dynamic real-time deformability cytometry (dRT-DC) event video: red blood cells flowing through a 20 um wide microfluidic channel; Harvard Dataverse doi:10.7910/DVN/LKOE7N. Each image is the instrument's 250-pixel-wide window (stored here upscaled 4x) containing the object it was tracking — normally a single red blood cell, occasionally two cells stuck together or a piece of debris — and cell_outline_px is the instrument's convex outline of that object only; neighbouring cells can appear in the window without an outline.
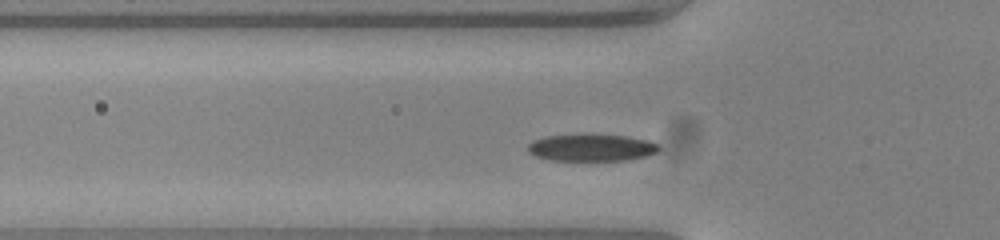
{"species": "common noctule bat (a hibernating species)", "species_latin": "Nyctalus noctula", "temperature_condition": "warm", "stored_images_in_passage": 33, "camera_frame_rate_fps": 3000, "um_per_image_px": 0.085, "animal": {"sex": "female", "body_mass_g": 23.0, "forearm_length_mm": 53.4}, "frame": {"image": 1, "passage_image": 6, "time_ms": 1.667, "image_size_px": [1000, 240], "cell_outline_px": [[660, 148], [656, 152], [648, 156], [628, 160], [552, 160], [536, 156], [528, 152], [528, 144], [536, 140], [548, 136], [624, 136], [648, 140], [660, 144]], "centroid_in_image_um": [50.34, 12.58], "position_along_channel_um": 75.5, "area_um2": 20.0}}
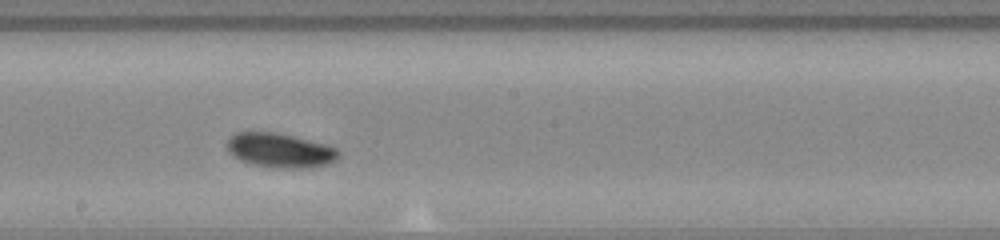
{"frame": {"image": 2, "passage_image": 18, "time_ms": 5.667, "image_size_px": [1000, 240], "cell_outline_px": [[340, 156], [336, 160], [328, 164], [312, 168], [272, 168], [252, 164], [240, 160], [232, 156], [228, 152], [228, 140], [236, 132], [276, 132], [324, 144], [336, 148], [340, 152]], "centroid_in_image_um": [23.81, 12.8], "position_along_channel_um": 224.4, "area_um2": 22.43}}
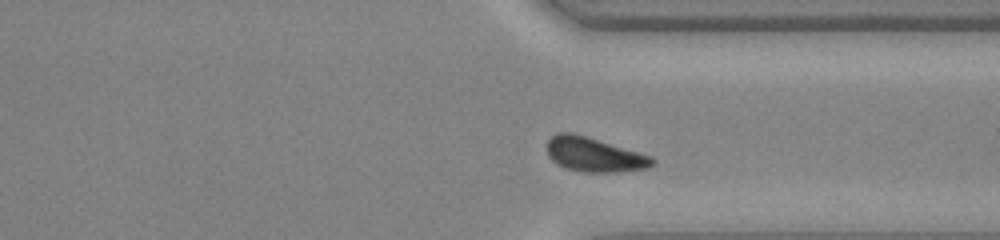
{"frame": {"image": 3, "passage_image": 29, "time_ms": 9.333, "image_size_px": [1000, 240], "cell_outline_px": [[656, 164], [648, 168], [620, 172], [584, 172], [568, 168], [556, 164], [548, 156], [548, 140], [556, 132], [572, 132], [652, 156], [656, 160]], "centroid_in_image_um": [50.53, 13.15], "position_along_channel_um": 360.9, "area_um2": 21.1}, "authors_computed_cell_mechanics": {"area_um2": 21.0392, "velocity_mm_per_s": 3.7116, "shape_relaxation_time_tau1_ms": 1.9228, "shape_relaxation_time_tau2_ms": null, "deformation_change_tau1": 0.14, "deformation_change_tau2": null}}